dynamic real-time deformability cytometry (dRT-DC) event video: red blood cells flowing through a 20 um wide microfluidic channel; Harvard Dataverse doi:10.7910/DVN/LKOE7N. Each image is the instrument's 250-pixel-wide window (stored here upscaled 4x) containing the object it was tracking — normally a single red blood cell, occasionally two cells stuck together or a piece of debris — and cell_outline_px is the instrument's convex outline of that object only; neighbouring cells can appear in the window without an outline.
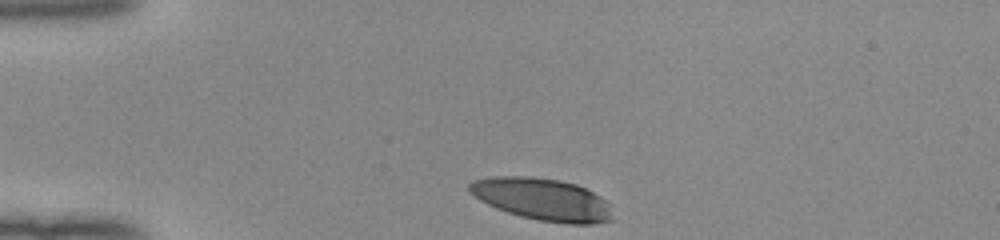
{"species": "human", "species_latin": "Homo sapiens", "temperature_condition": "room temperature", "stored_images_in_passage": 32, "camera_frame_rate_fps": 3000, "um_per_image_px": 0.085, "donor": {"sex": "female"}, "frame": {"image": 1, "passage_image": 1, "time_ms": 0.0, "image_size_px": [1000, 240], "cell_outline_px": [[612, 220], [592, 224], [568, 224], [536, 220], [520, 216], [496, 208], [480, 200], [468, 192], [468, 184], [472, 180], [492, 176], [528, 176], [560, 180], [576, 184], [600, 196], [608, 204]], "centroid_in_image_um": [46.05, 16.94], "position_along_channel_um": 39.0, "area_um2": 35.2}}
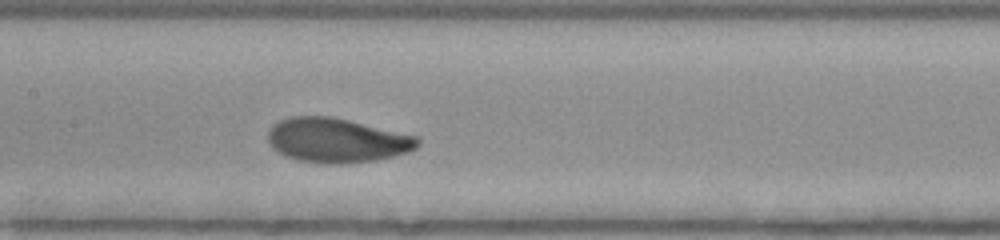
{"frame": {"image": 2, "passage_image": 15, "time_ms": 4.667, "image_size_px": [1000, 240], "cell_outline_px": [[420, 144], [416, 148], [408, 152], [376, 160], [344, 164], [324, 164], [300, 160], [284, 156], [272, 148], [268, 140], [268, 132], [280, 120], [292, 116], [332, 116], [420, 136]], "centroid_in_image_um": [28.67, 11.93], "position_along_channel_um": 178.7, "area_um2": 39.02}}
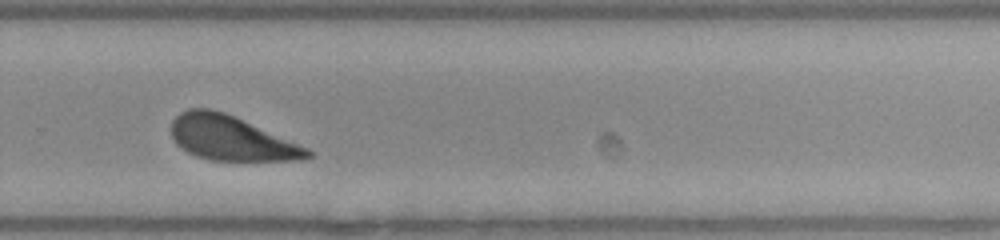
{"frame": {"image": 3, "passage_image": 25, "time_ms": 8.0, "image_size_px": [1000, 240], "cell_outline_px": [[312, 156], [300, 160], [212, 160], [196, 156], [188, 152], [176, 144], [172, 136], [172, 120], [180, 112], [188, 108], [212, 108], [236, 116], [308, 148], [312, 152]], "centroid_in_image_um": [19.63, 11.73], "position_along_channel_um": 310.2, "area_um2": 35.26}, "authors_computed_cell_mechanics": {"area_um2": 38.0035, "velocity_mm_per_s": 3.9539, "shape_relaxation_time_tau1_ms": 2.6147, "shape_relaxation_time_tau2_ms": 8.1114, "deformation_change_tau1": 0.1694, "deformation_change_tau2": 0.1625}}